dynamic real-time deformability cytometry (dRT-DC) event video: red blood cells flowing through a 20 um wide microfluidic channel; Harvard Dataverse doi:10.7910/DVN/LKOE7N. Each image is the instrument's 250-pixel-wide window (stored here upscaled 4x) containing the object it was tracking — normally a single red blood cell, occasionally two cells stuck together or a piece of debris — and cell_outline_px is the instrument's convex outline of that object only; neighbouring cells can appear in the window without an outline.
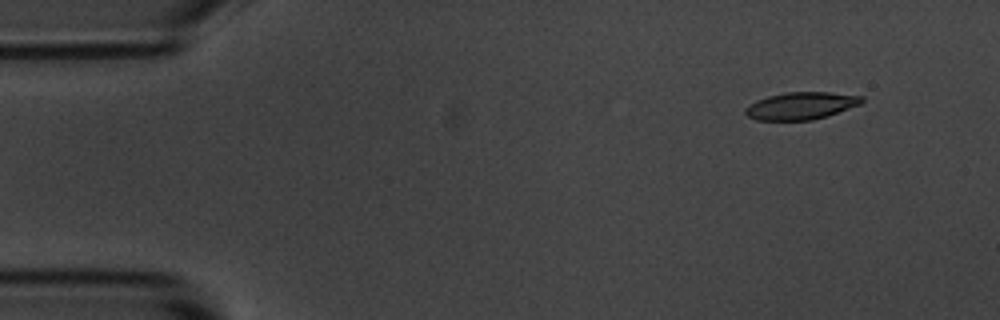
{"species": "common noctule bat (a hibernating species)", "species_latin": "Nyctalus noctula", "temperature_condition": "room temperature", "stored_images_in_passage": 4, "camera_frame_rate_fps": 3000, "um_per_image_px": 0.085, "animal": {"sex": "male", "body_mass_g": 20.1, "forearm_length_mm": 53.5}, "frame": {"image": 1, "passage_image": 1, "time_ms": 0.0, "image_size_px": [1000, 320], "cell_outline_px": [[864, 100], [860, 104], [828, 116], [812, 120], [756, 120], [748, 116], [744, 112], [744, 108], [756, 100], [768, 96], [784, 92], [828, 92], [864, 96]], "centroid_in_image_um": [68.08, 8.99], "position_along_channel_um": 16.9, "area_um2": 18.61}}